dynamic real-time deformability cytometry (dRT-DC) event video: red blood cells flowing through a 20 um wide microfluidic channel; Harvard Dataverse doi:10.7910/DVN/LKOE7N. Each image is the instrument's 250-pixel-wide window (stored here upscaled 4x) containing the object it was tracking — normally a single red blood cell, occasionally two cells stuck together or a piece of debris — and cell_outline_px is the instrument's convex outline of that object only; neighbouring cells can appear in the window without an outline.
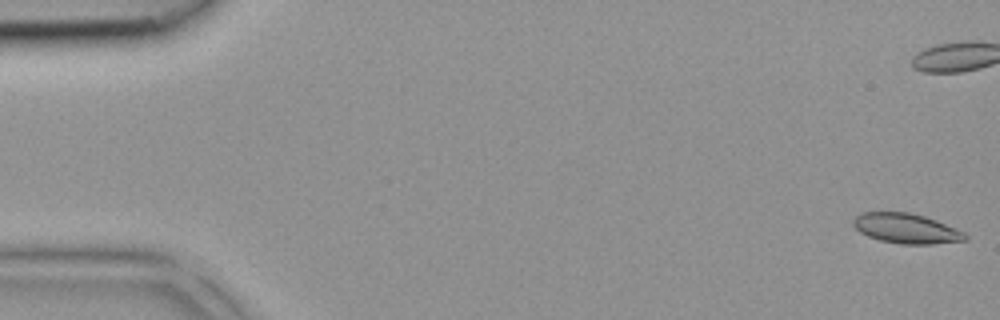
{"species": "common noctule bat (a hibernating species)", "species_latin": "Nyctalus noctula", "temperature_condition": "room temperature", "stored_images_in_passage": 42, "camera_frame_rate_fps": 3000, "um_per_image_px": 0.085, "animal": {"sex": "female", "body_mass_g": 18.4}, "frame": {"image": 1, "passage_image": 1, "time_ms": 0.0, "image_size_px": [1000, 320], "cell_outline_px": [[968, 240], [932, 244], [900, 244], [880, 240], [868, 236], [860, 232], [852, 224], [852, 220], [860, 212], [908, 212], [924, 216], [936, 220], [964, 232], [968, 236]], "centroid_in_image_um": [77.02, 19.42], "position_along_channel_um": 8.0, "area_um2": 19.54}}
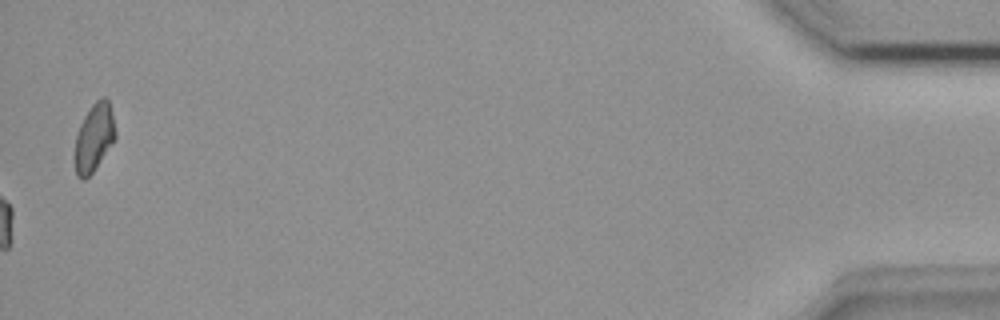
{"frame": {"image": 2, "passage_image": 42, "time_ms": 13.667, "image_size_px": [1000, 320], "cell_outline_px": [[116, 136], [112, 144], [92, 172], [84, 180], [76, 176], [76, 132], [84, 116], [92, 104], [100, 96], [104, 96], [108, 100], [116, 132]], "centroid_in_image_um": [8.0, 11.65], "position_along_channel_um": 427.2, "area_um2": 15.72}}